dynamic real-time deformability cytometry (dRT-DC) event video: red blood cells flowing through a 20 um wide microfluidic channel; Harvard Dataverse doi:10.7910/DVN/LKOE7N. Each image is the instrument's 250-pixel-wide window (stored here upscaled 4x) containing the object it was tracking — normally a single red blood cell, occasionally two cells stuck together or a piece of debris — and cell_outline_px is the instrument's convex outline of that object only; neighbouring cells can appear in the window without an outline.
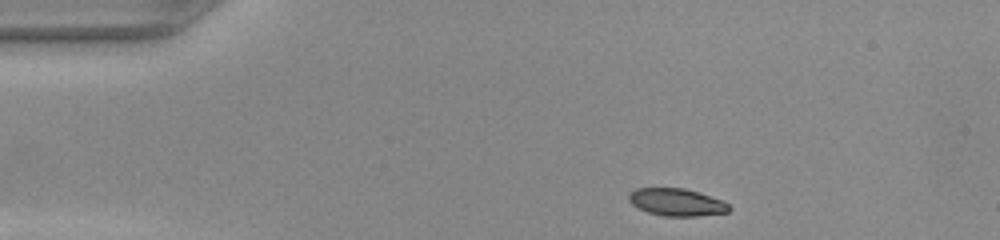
{"species": "common noctule bat (a hibernating species)", "species_latin": "Nyctalus noctula", "temperature_condition": "warm", "stored_images_in_passage": 42, "camera_frame_rate_fps": 3000, "um_per_image_px": 0.085, "animal": {"sex": "female", "body_mass_g": 22.0, "forearm_length_mm": 56.7}, "frame": {"image": 1, "passage_image": 1, "time_ms": 0.0, "image_size_px": [1000, 240], "cell_outline_px": [[732, 208], [728, 212], [696, 216], [664, 216], [648, 212], [632, 204], [628, 200], [628, 196], [636, 188], [684, 188], [724, 200]], "centroid_in_image_um": [57.55, 17.19], "position_along_channel_um": 27.5, "area_um2": 15.95}}
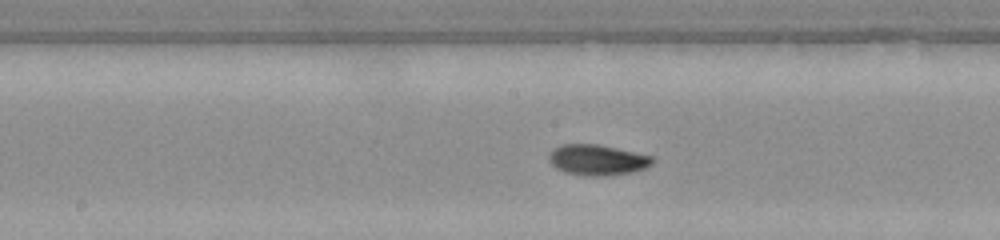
{"frame": {"image": 2, "passage_image": 18, "time_ms": 5.667, "image_size_px": [1000, 240], "cell_outline_px": [[656, 160], [652, 164], [644, 168], [632, 172], [608, 176], [588, 176], [564, 172], [556, 168], [548, 160], [548, 156], [552, 148], [564, 144], [596, 144], [616, 148], [652, 156]], "centroid_in_image_um": [50.76, 13.6], "position_along_channel_um": 197.4, "area_um2": 18.55}}
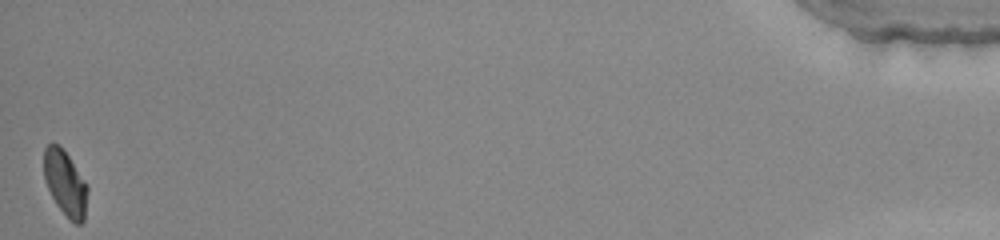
{"frame": {"image": 3, "passage_image": 42, "time_ms": 13.667, "image_size_px": [1000, 240], "cell_outline_px": [[88, 192], [84, 220], [80, 224], [76, 224], [68, 220], [56, 204], [48, 188], [44, 176], [44, 148], [48, 144], [60, 144], [88, 184]], "centroid_in_image_um": [5.56, 15.59], "position_along_channel_um": 429.6, "area_um2": 16.76}}